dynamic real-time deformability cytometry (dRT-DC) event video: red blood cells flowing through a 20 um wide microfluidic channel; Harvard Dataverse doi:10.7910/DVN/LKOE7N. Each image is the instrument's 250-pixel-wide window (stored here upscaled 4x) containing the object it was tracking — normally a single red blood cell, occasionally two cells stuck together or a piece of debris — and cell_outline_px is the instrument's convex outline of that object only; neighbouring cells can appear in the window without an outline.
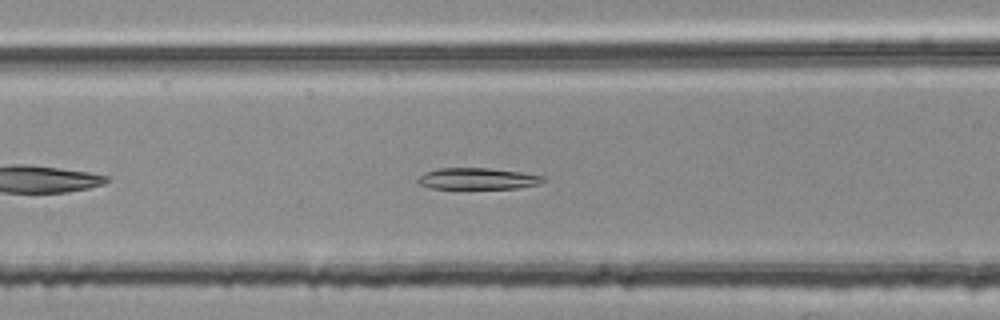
{"species": "common noctule bat (a hibernating species)", "species_latin": "Nyctalus noctula", "temperature_condition": "room temperature", "stored_images_in_passage": 33, "camera_frame_rate_fps": 3000, "um_per_image_px": 0.085, "animal": {"sex": "female", "body_mass_g": 25.1}, "frame": {"image": 1, "passage_image": 9, "time_ms": 2.667, "image_size_px": [1000, 320], "cell_outline_px": [[548, 180], [540, 184], [520, 188], [432, 188], [416, 184], [416, 180], [424, 172], [440, 168], [488, 168], [520, 172], [544, 176]], "centroid_in_image_um": [40.61, 15.19], "position_along_channel_um": 126.0, "area_um2": 15.72}}
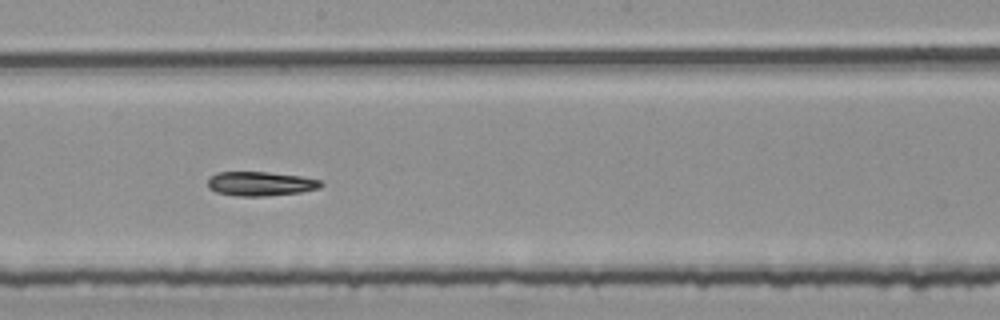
{"frame": {"image": 2, "passage_image": 17, "time_ms": 5.333, "image_size_px": [1000, 320], "cell_outline_px": [[324, 184], [320, 188], [300, 192], [264, 196], [236, 196], [216, 192], [208, 188], [208, 176], [216, 172], [268, 172], [300, 176], [320, 180]], "centroid_in_image_um": [22.11, 15.61], "position_along_channel_um": 226.1, "area_um2": 16.07}}
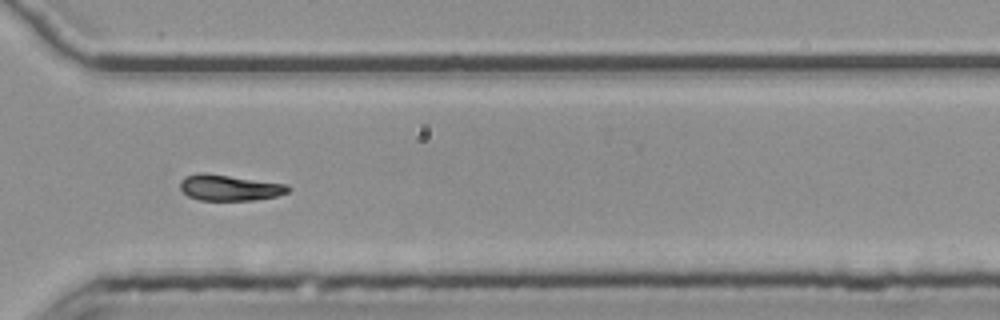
{"frame": {"image": 3, "passage_image": 27, "time_ms": 8.667, "image_size_px": [1000, 320], "cell_outline_px": [[292, 188], [288, 192], [276, 196], [252, 200], [200, 200], [188, 196], [180, 188], [180, 180], [184, 176], [200, 172], [204, 172], [288, 184]], "centroid_in_image_um": [19.5, 15.94], "position_along_channel_um": 351.1, "area_um2": 16.42}, "authors_computed_cell_mechanics": {"area_um2": 16.5308, "velocity_mm_per_s": 3.7544, "shape_relaxation_time_tau1_ms": 5.5815, "shape_relaxation_time_tau2_ms": 10.1068, "deformation_change_tau1": 0.1677, "deformation_change_tau2": 0.1715}}